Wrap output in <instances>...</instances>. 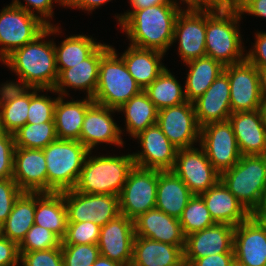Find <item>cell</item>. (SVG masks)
I'll use <instances>...</instances> for the list:
<instances>
[{"label":"cell","instance_id":"obj_50","mask_svg":"<svg viewBox=\"0 0 266 266\" xmlns=\"http://www.w3.org/2000/svg\"><path fill=\"white\" fill-rule=\"evenodd\" d=\"M253 49L246 53V60L256 67H266V32H256Z\"/></svg>","mask_w":266,"mask_h":266},{"label":"cell","instance_id":"obj_29","mask_svg":"<svg viewBox=\"0 0 266 266\" xmlns=\"http://www.w3.org/2000/svg\"><path fill=\"white\" fill-rule=\"evenodd\" d=\"M193 196L187 185L172 170H158L155 208L179 219Z\"/></svg>","mask_w":266,"mask_h":266},{"label":"cell","instance_id":"obj_28","mask_svg":"<svg viewBox=\"0 0 266 266\" xmlns=\"http://www.w3.org/2000/svg\"><path fill=\"white\" fill-rule=\"evenodd\" d=\"M184 246L135 236L130 266H178L184 261Z\"/></svg>","mask_w":266,"mask_h":266},{"label":"cell","instance_id":"obj_39","mask_svg":"<svg viewBox=\"0 0 266 266\" xmlns=\"http://www.w3.org/2000/svg\"><path fill=\"white\" fill-rule=\"evenodd\" d=\"M179 222L185 236L206 229L215 224L200 195H194L189 200L179 218Z\"/></svg>","mask_w":266,"mask_h":266},{"label":"cell","instance_id":"obj_4","mask_svg":"<svg viewBox=\"0 0 266 266\" xmlns=\"http://www.w3.org/2000/svg\"><path fill=\"white\" fill-rule=\"evenodd\" d=\"M220 180L253 215L266 191V155H241L232 168L220 174Z\"/></svg>","mask_w":266,"mask_h":266},{"label":"cell","instance_id":"obj_5","mask_svg":"<svg viewBox=\"0 0 266 266\" xmlns=\"http://www.w3.org/2000/svg\"><path fill=\"white\" fill-rule=\"evenodd\" d=\"M241 18L238 9L231 12H206V56L224 66L246 60L238 27Z\"/></svg>","mask_w":266,"mask_h":266},{"label":"cell","instance_id":"obj_8","mask_svg":"<svg viewBox=\"0 0 266 266\" xmlns=\"http://www.w3.org/2000/svg\"><path fill=\"white\" fill-rule=\"evenodd\" d=\"M47 25L36 15L13 4L0 12V61L39 36Z\"/></svg>","mask_w":266,"mask_h":266},{"label":"cell","instance_id":"obj_24","mask_svg":"<svg viewBox=\"0 0 266 266\" xmlns=\"http://www.w3.org/2000/svg\"><path fill=\"white\" fill-rule=\"evenodd\" d=\"M135 236L176 246H185L186 236L179 219L157 208L150 209L134 220Z\"/></svg>","mask_w":266,"mask_h":266},{"label":"cell","instance_id":"obj_57","mask_svg":"<svg viewBox=\"0 0 266 266\" xmlns=\"http://www.w3.org/2000/svg\"><path fill=\"white\" fill-rule=\"evenodd\" d=\"M92 266H127L99 255Z\"/></svg>","mask_w":266,"mask_h":266},{"label":"cell","instance_id":"obj_51","mask_svg":"<svg viewBox=\"0 0 266 266\" xmlns=\"http://www.w3.org/2000/svg\"><path fill=\"white\" fill-rule=\"evenodd\" d=\"M234 263V252H226L198 258L191 266H233Z\"/></svg>","mask_w":266,"mask_h":266},{"label":"cell","instance_id":"obj_53","mask_svg":"<svg viewBox=\"0 0 266 266\" xmlns=\"http://www.w3.org/2000/svg\"><path fill=\"white\" fill-rule=\"evenodd\" d=\"M129 1L133 10H129L124 14H121V16L117 14L116 18L118 19L117 21L119 25H121L135 10L146 9L147 7L160 5L164 3L179 4L177 0H129Z\"/></svg>","mask_w":266,"mask_h":266},{"label":"cell","instance_id":"obj_48","mask_svg":"<svg viewBox=\"0 0 266 266\" xmlns=\"http://www.w3.org/2000/svg\"><path fill=\"white\" fill-rule=\"evenodd\" d=\"M187 9L203 12H231L238 9V0H193Z\"/></svg>","mask_w":266,"mask_h":266},{"label":"cell","instance_id":"obj_40","mask_svg":"<svg viewBox=\"0 0 266 266\" xmlns=\"http://www.w3.org/2000/svg\"><path fill=\"white\" fill-rule=\"evenodd\" d=\"M62 240L52 231L34 224L19 244V252L49 250L61 246Z\"/></svg>","mask_w":266,"mask_h":266},{"label":"cell","instance_id":"obj_17","mask_svg":"<svg viewBox=\"0 0 266 266\" xmlns=\"http://www.w3.org/2000/svg\"><path fill=\"white\" fill-rule=\"evenodd\" d=\"M134 239V221L120 214L101 227L97 244L100 255L130 266Z\"/></svg>","mask_w":266,"mask_h":266},{"label":"cell","instance_id":"obj_30","mask_svg":"<svg viewBox=\"0 0 266 266\" xmlns=\"http://www.w3.org/2000/svg\"><path fill=\"white\" fill-rule=\"evenodd\" d=\"M58 94L54 109L56 135L61 140L79 141L87 110L95 103L92 98L66 101Z\"/></svg>","mask_w":266,"mask_h":266},{"label":"cell","instance_id":"obj_38","mask_svg":"<svg viewBox=\"0 0 266 266\" xmlns=\"http://www.w3.org/2000/svg\"><path fill=\"white\" fill-rule=\"evenodd\" d=\"M15 147L44 149L56 141L55 122L49 121L40 124L26 123L13 133Z\"/></svg>","mask_w":266,"mask_h":266},{"label":"cell","instance_id":"obj_23","mask_svg":"<svg viewBox=\"0 0 266 266\" xmlns=\"http://www.w3.org/2000/svg\"><path fill=\"white\" fill-rule=\"evenodd\" d=\"M193 105L200 127L227 121L232 113L228 75L223 71L205 93L193 101Z\"/></svg>","mask_w":266,"mask_h":266},{"label":"cell","instance_id":"obj_25","mask_svg":"<svg viewBox=\"0 0 266 266\" xmlns=\"http://www.w3.org/2000/svg\"><path fill=\"white\" fill-rule=\"evenodd\" d=\"M228 120L241 155H266V129L259 109L233 112Z\"/></svg>","mask_w":266,"mask_h":266},{"label":"cell","instance_id":"obj_47","mask_svg":"<svg viewBox=\"0 0 266 266\" xmlns=\"http://www.w3.org/2000/svg\"><path fill=\"white\" fill-rule=\"evenodd\" d=\"M26 5L21 3L19 0H13L11 4L20 7L30 14L36 15L39 19L44 22L47 26L53 25L50 22V17H53V4L59 3V5L65 6V0H24ZM33 9V10H32ZM36 10L37 14L34 13ZM39 13V15H38ZM49 19V20H47Z\"/></svg>","mask_w":266,"mask_h":266},{"label":"cell","instance_id":"obj_10","mask_svg":"<svg viewBox=\"0 0 266 266\" xmlns=\"http://www.w3.org/2000/svg\"><path fill=\"white\" fill-rule=\"evenodd\" d=\"M61 193L67 208L68 222L91 221L102 227L120 215L119 196L85 194L75 189Z\"/></svg>","mask_w":266,"mask_h":266},{"label":"cell","instance_id":"obj_54","mask_svg":"<svg viewBox=\"0 0 266 266\" xmlns=\"http://www.w3.org/2000/svg\"><path fill=\"white\" fill-rule=\"evenodd\" d=\"M110 1L111 0H65L64 7L81 9L92 13L95 8Z\"/></svg>","mask_w":266,"mask_h":266},{"label":"cell","instance_id":"obj_35","mask_svg":"<svg viewBox=\"0 0 266 266\" xmlns=\"http://www.w3.org/2000/svg\"><path fill=\"white\" fill-rule=\"evenodd\" d=\"M116 112L125 114L126 131L132 138L146 128L157 124L158 109L144 90L122 104Z\"/></svg>","mask_w":266,"mask_h":266},{"label":"cell","instance_id":"obj_37","mask_svg":"<svg viewBox=\"0 0 266 266\" xmlns=\"http://www.w3.org/2000/svg\"><path fill=\"white\" fill-rule=\"evenodd\" d=\"M144 91L158 110L187 101L181 84L167 68Z\"/></svg>","mask_w":266,"mask_h":266},{"label":"cell","instance_id":"obj_46","mask_svg":"<svg viewBox=\"0 0 266 266\" xmlns=\"http://www.w3.org/2000/svg\"><path fill=\"white\" fill-rule=\"evenodd\" d=\"M15 148L13 134L0 130V179L12 177Z\"/></svg>","mask_w":266,"mask_h":266},{"label":"cell","instance_id":"obj_31","mask_svg":"<svg viewBox=\"0 0 266 266\" xmlns=\"http://www.w3.org/2000/svg\"><path fill=\"white\" fill-rule=\"evenodd\" d=\"M164 55L165 53L157 50L143 49L129 44L128 49L120 57L124 60L128 72L144 90L166 68L161 62Z\"/></svg>","mask_w":266,"mask_h":266},{"label":"cell","instance_id":"obj_33","mask_svg":"<svg viewBox=\"0 0 266 266\" xmlns=\"http://www.w3.org/2000/svg\"><path fill=\"white\" fill-rule=\"evenodd\" d=\"M35 209L36 192H22L8 218L0 226V234L19 245L34 225Z\"/></svg>","mask_w":266,"mask_h":266},{"label":"cell","instance_id":"obj_60","mask_svg":"<svg viewBox=\"0 0 266 266\" xmlns=\"http://www.w3.org/2000/svg\"><path fill=\"white\" fill-rule=\"evenodd\" d=\"M178 266H191L187 261H183L182 263H180Z\"/></svg>","mask_w":266,"mask_h":266},{"label":"cell","instance_id":"obj_45","mask_svg":"<svg viewBox=\"0 0 266 266\" xmlns=\"http://www.w3.org/2000/svg\"><path fill=\"white\" fill-rule=\"evenodd\" d=\"M22 192L12 177L0 179V226L8 218L16 199Z\"/></svg>","mask_w":266,"mask_h":266},{"label":"cell","instance_id":"obj_36","mask_svg":"<svg viewBox=\"0 0 266 266\" xmlns=\"http://www.w3.org/2000/svg\"><path fill=\"white\" fill-rule=\"evenodd\" d=\"M101 43L91 36L83 34L71 35L61 42L60 46L54 43L56 66L58 74L67 68L74 67L86 59Z\"/></svg>","mask_w":266,"mask_h":266},{"label":"cell","instance_id":"obj_15","mask_svg":"<svg viewBox=\"0 0 266 266\" xmlns=\"http://www.w3.org/2000/svg\"><path fill=\"white\" fill-rule=\"evenodd\" d=\"M133 138L140 141L142 148L141 152L132 154L135 166L161 171L174 168L178 148L168 140L157 124L146 128Z\"/></svg>","mask_w":266,"mask_h":266},{"label":"cell","instance_id":"obj_44","mask_svg":"<svg viewBox=\"0 0 266 266\" xmlns=\"http://www.w3.org/2000/svg\"><path fill=\"white\" fill-rule=\"evenodd\" d=\"M23 266H63L61 246L49 250L20 253Z\"/></svg>","mask_w":266,"mask_h":266},{"label":"cell","instance_id":"obj_41","mask_svg":"<svg viewBox=\"0 0 266 266\" xmlns=\"http://www.w3.org/2000/svg\"><path fill=\"white\" fill-rule=\"evenodd\" d=\"M40 91L44 92L47 89L30 88V106L27 118V123L29 124L54 121V109L58 97L52 99L44 94L39 95Z\"/></svg>","mask_w":266,"mask_h":266},{"label":"cell","instance_id":"obj_32","mask_svg":"<svg viewBox=\"0 0 266 266\" xmlns=\"http://www.w3.org/2000/svg\"><path fill=\"white\" fill-rule=\"evenodd\" d=\"M67 222V208L61 192H36L34 224L52 231L62 240Z\"/></svg>","mask_w":266,"mask_h":266},{"label":"cell","instance_id":"obj_12","mask_svg":"<svg viewBox=\"0 0 266 266\" xmlns=\"http://www.w3.org/2000/svg\"><path fill=\"white\" fill-rule=\"evenodd\" d=\"M157 125L178 149L193 148L200 141V130L193 102L158 110Z\"/></svg>","mask_w":266,"mask_h":266},{"label":"cell","instance_id":"obj_58","mask_svg":"<svg viewBox=\"0 0 266 266\" xmlns=\"http://www.w3.org/2000/svg\"><path fill=\"white\" fill-rule=\"evenodd\" d=\"M263 120V125L266 129V96L262 97V101L259 108Z\"/></svg>","mask_w":266,"mask_h":266},{"label":"cell","instance_id":"obj_21","mask_svg":"<svg viewBox=\"0 0 266 266\" xmlns=\"http://www.w3.org/2000/svg\"><path fill=\"white\" fill-rule=\"evenodd\" d=\"M117 109L94 103L86 112L79 141L91 152L101 143L123 147L122 130L112 114Z\"/></svg>","mask_w":266,"mask_h":266},{"label":"cell","instance_id":"obj_26","mask_svg":"<svg viewBox=\"0 0 266 266\" xmlns=\"http://www.w3.org/2000/svg\"><path fill=\"white\" fill-rule=\"evenodd\" d=\"M200 196L215 223H225L236 227L251 216L221 180Z\"/></svg>","mask_w":266,"mask_h":266},{"label":"cell","instance_id":"obj_22","mask_svg":"<svg viewBox=\"0 0 266 266\" xmlns=\"http://www.w3.org/2000/svg\"><path fill=\"white\" fill-rule=\"evenodd\" d=\"M12 178L23 192L48 193L43 149L16 147Z\"/></svg>","mask_w":266,"mask_h":266},{"label":"cell","instance_id":"obj_56","mask_svg":"<svg viewBox=\"0 0 266 266\" xmlns=\"http://www.w3.org/2000/svg\"><path fill=\"white\" fill-rule=\"evenodd\" d=\"M262 97L266 96V67H257Z\"/></svg>","mask_w":266,"mask_h":266},{"label":"cell","instance_id":"obj_43","mask_svg":"<svg viewBox=\"0 0 266 266\" xmlns=\"http://www.w3.org/2000/svg\"><path fill=\"white\" fill-rule=\"evenodd\" d=\"M101 227L91 221L67 222L61 244H98Z\"/></svg>","mask_w":266,"mask_h":266},{"label":"cell","instance_id":"obj_55","mask_svg":"<svg viewBox=\"0 0 266 266\" xmlns=\"http://www.w3.org/2000/svg\"><path fill=\"white\" fill-rule=\"evenodd\" d=\"M253 216L263 222V223H266V191L264 193V196H263V199H262V202L259 206V208L254 212Z\"/></svg>","mask_w":266,"mask_h":266},{"label":"cell","instance_id":"obj_11","mask_svg":"<svg viewBox=\"0 0 266 266\" xmlns=\"http://www.w3.org/2000/svg\"><path fill=\"white\" fill-rule=\"evenodd\" d=\"M199 144L220 174L240 160L241 152L229 120L202 126Z\"/></svg>","mask_w":266,"mask_h":266},{"label":"cell","instance_id":"obj_49","mask_svg":"<svg viewBox=\"0 0 266 266\" xmlns=\"http://www.w3.org/2000/svg\"><path fill=\"white\" fill-rule=\"evenodd\" d=\"M19 263V245L0 234V266H17Z\"/></svg>","mask_w":266,"mask_h":266},{"label":"cell","instance_id":"obj_6","mask_svg":"<svg viewBox=\"0 0 266 266\" xmlns=\"http://www.w3.org/2000/svg\"><path fill=\"white\" fill-rule=\"evenodd\" d=\"M43 152L47 167L48 193L74 189L90 151L80 141L57 139L47 145Z\"/></svg>","mask_w":266,"mask_h":266},{"label":"cell","instance_id":"obj_9","mask_svg":"<svg viewBox=\"0 0 266 266\" xmlns=\"http://www.w3.org/2000/svg\"><path fill=\"white\" fill-rule=\"evenodd\" d=\"M157 185L158 169L134 165L119 195L120 214L134 221L155 208Z\"/></svg>","mask_w":266,"mask_h":266},{"label":"cell","instance_id":"obj_27","mask_svg":"<svg viewBox=\"0 0 266 266\" xmlns=\"http://www.w3.org/2000/svg\"><path fill=\"white\" fill-rule=\"evenodd\" d=\"M30 88L9 83L0 86V130L13 134L27 123Z\"/></svg>","mask_w":266,"mask_h":266},{"label":"cell","instance_id":"obj_42","mask_svg":"<svg viewBox=\"0 0 266 266\" xmlns=\"http://www.w3.org/2000/svg\"><path fill=\"white\" fill-rule=\"evenodd\" d=\"M63 266H92L99 257L97 244H61Z\"/></svg>","mask_w":266,"mask_h":266},{"label":"cell","instance_id":"obj_19","mask_svg":"<svg viewBox=\"0 0 266 266\" xmlns=\"http://www.w3.org/2000/svg\"><path fill=\"white\" fill-rule=\"evenodd\" d=\"M112 48L110 45L100 44L86 59L74 67L63 69L58 74L56 85L47 89L60 96H69L67 87L86 91L87 97L93 98L98 84L99 64L101 58ZM66 87V88H65Z\"/></svg>","mask_w":266,"mask_h":266},{"label":"cell","instance_id":"obj_20","mask_svg":"<svg viewBox=\"0 0 266 266\" xmlns=\"http://www.w3.org/2000/svg\"><path fill=\"white\" fill-rule=\"evenodd\" d=\"M235 227L225 223H215L206 229L186 236L184 260L190 265L198 258L209 255L234 252Z\"/></svg>","mask_w":266,"mask_h":266},{"label":"cell","instance_id":"obj_59","mask_svg":"<svg viewBox=\"0 0 266 266\" xmlns=\"http://www.w3.org/2000/svg\"><path fill=\"white\" fill-rule=\"evenodd\" d=\"M193 0H181L180 1V4H182L183 2V4H187V6L192 2ZM182 2V3H181Z\"/></svg>","mask_w":266,"mask_h":266},{"label":"cell","instance_id":"obj_14","mask_svg":"<svg viewBox=\"0 0 266 266\" xmlns=\"http://www.w3.org/2000/svg\"><path fill=\"white\" fill-rule=\"evenodd\" d=\"M224 72L229 78L232 113L259 109L262 94L257 67L244 60L225 66Z\"/></svg>","mask_w":266,"mask_h":266},{"label":"cell","instance_id":"obj_16","mask_svg":"<svg viewBox=\"0 0 266 266\" xmlns=\"http://www.w3.org/2000/svg\"><path fill=\"white\" fill-rule=\"evenodd\" d=\"M206 12L184 8L178 14L173 42L178 43V53L184 64L206 56Z\"/></svg>","mask_w":266,"mask_h":266},{"label":"cell","instance_id":"obj_34","mask_svg":"<svg viewBox=\"0 0 266 266\" xmlns=\"http://www.w3.org/2000/svg\"><path fill=\"white\" fill-rule=\"evenodd\" d=\"M186 65L189 71L184 91L187 101L190 102L203 95L225 68L222 63L209 56L188 61Z\"/></svg>","mask_w":266,"mask_h":266},{"label":"cell","instance_id":"obj_7","mask_svg":"<svg viewBox=\"0 0 266 266\" xmlns=\"http://www.w3.org/2000/svg\"><path fill=\"white\" fill-rule=\"evenodd\" d=\"M140 91L142 88L128 72L124 60L112 47L101 58L93 101L102 106L118 109Z\"/></svg>","mask_w":266,"mask_h":266},{"label":"cell","instance_id":"obj_52","mask_svg":"<svg viewBox=\"0 0 266 266\" xmlns=\"http://www.w3.org/2000/svg\"><path fill=\"white\" fill-rule=\"evenodd\" d=\"M238 11L241 16L248 13L266 18V0H238Z\"/></svg>","mask_w":266,"mask_h":266},{"label":"cell","instance_id":"obj_1","mask_svg":"<svg viewBox=\"0 0 266 266\" xmlns=\"http://www.w3.org/2000/svg\"><path fill=\"white\" fill-rule=\"evenodd\" d=\"M61 33L55 25L47 28L33 41L14 50L2 63L9 67L19 77V82L9 84L37 88L53 89L58 79L54 41H46L49 35Z\"/></svg>","mask_w":266,"mask_h":266},{"label":"cell","instance_id":"obj_18","mask_svg":"<svg viewBox=\"0 0 266 266\" xmlns=\"http://www.w3.org/2000/svg\"><path fill=\"white\" fill-rule=\"evenodd\" d=\"M234 258L240 266H266V223L251 215L234 230Z\"/></svg>","mask_w":266,"mask_h":266},{"label":"cell","instance_id":"obj_3","mask_svg":"<svg viewBox=\"0 0 266 266\" xmlns=\"http://www.w3.org/2000/svg\"><path fill=\"white\" fill-rule=\"evenodd\" d=\"M88 153L75 190L85 194L119 196L134 167L132 154L121 156H90Z\"/></svg>","mask_w":266,"mask_h":266},{"label":"cell","instance_id":"obj_13","mask_svg":"<svg viewBox=\"0 0 266 266\" xmlns=\"http://www.w3.org/2000/svg\"><path fill=\"white\" fill-rule=\"evenodd\" d=\"M172 171L194 195H200L220 180V173L201 148L178 149Z\"/></svg>","mask_w":266,"mask_h":266},{"label":"cell","instance_id":"obj_2","mask_svg":"<svg viewBox=\"0 0 266 266\" xmlns=\"http://www.w3.org/2000/svg\"><path fill=\"white\" fill-rule=\"evenodd\" d=\"M182 7L164 3L135 10L120 26L130 45L166 54L173 45L175 21Z\"/></svg>","mask_w":266,"mask_h":266}]
</instances>
